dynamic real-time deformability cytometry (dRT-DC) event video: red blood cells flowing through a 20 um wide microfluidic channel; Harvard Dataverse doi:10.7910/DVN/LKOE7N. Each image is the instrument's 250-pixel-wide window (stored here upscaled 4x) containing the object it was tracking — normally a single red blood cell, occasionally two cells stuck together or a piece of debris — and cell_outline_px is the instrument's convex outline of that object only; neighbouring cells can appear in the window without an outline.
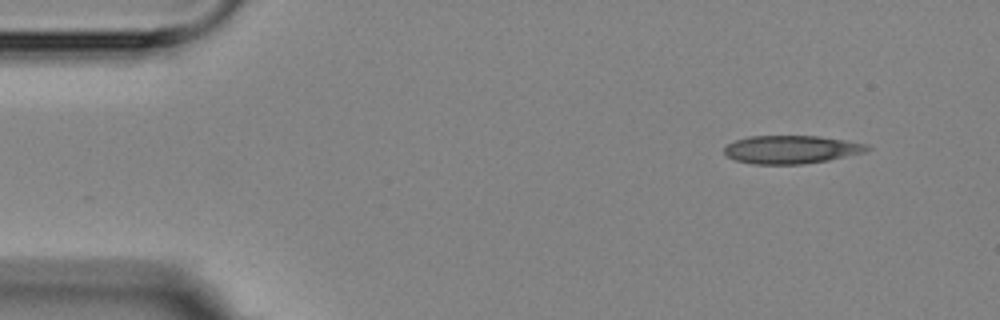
{"species": "Egyptian fruit bat (a non-hibernating species)", "species_latin": "Rousettus aegyptiacus", "temperature_condition": "room temperature", "stored_images_in_passage": 5, "segment_of_instrument_passage": [2, 2], "camera_frame_rate_fps": 3000, "um_per_image_px": 0.085, "animal": {"sex": "female"}, "frame": {"image": 1, "passage_image": 5, "time_ms": 5.667, "image_size_px": [1000, 320], "cell_outline_px": [[872, 148], [864, 152], [828, 160], [804, 164], [752, 164], [736, 160], [728, 156], [724, 152], [724, 148], [728, 144], [736, 140], [748, 136], [816, 136], [844, 140], [868, 144]], "centroid_in_image_um": [67.26, 12.71], "position_along_channel_um": 17.7, "area_um2": 23.29}}